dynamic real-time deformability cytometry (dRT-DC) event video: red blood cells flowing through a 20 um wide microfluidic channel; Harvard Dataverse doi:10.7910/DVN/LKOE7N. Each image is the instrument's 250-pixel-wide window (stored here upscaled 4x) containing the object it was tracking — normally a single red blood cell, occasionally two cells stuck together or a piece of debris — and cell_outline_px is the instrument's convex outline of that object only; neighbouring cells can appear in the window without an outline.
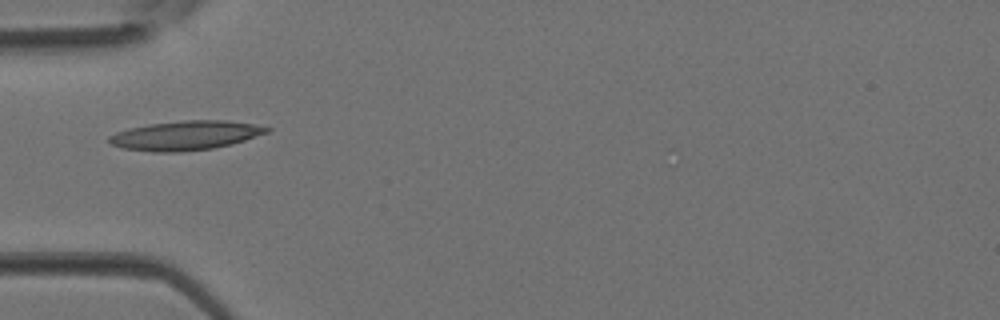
{"species": "Egyptian fruit bat (a non-hibernating species)", "species_latin": "Rousettus aegyptiacus", "temperature_condition": "room temperature", "stored_images_in_passage": 2, "camera_frame_rate_fps": 3000, "um_per_image_px": 0.085, "animal": {"sex": "female"}, "frame": {"image": 1, "passage_image": 2, "time_ms": 0.333, "image_size_px": [1000, 320], "cell_outline_px": [[272, 128], [268, 132], [232, 144], [212, 148], [180, 152], [152, 152], [124, 148], [112, 144], [108, 140], [108, 136], [116, 132], [128, 128], [148, 124], [188, 120], [224, 120], [252, 124]], "centroid_in_image_um": [15.74, 11.51], "position_along_channel_um": 69.3, "area_um2": 26.7}}